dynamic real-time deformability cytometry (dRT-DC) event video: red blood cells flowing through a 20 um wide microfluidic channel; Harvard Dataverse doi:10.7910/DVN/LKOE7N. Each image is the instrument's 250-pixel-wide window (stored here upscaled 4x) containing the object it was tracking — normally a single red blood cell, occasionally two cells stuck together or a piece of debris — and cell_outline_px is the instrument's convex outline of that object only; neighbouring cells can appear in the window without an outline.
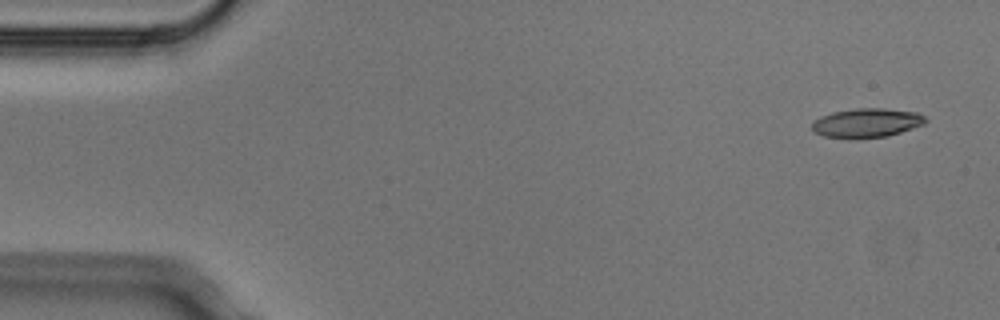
{"species": "Egyptian fruit bat (a non-hibernating species)", "species_latin": "Rousettus aegyptiacus", "temperature_condition": "cold", "stored_images_in_passage": 4, "camera_frame_rate_fps": 3000, "um_per_image_px": 0.085, "animal": {"sex": "male"}, "frame": {"image": 1, "passage_image": 1, "time_ms": 0.0, "image_size_px": [1000, 320], "cell_outline_px": [[928, 120], [924, 124], [888, 136], [848, 140], [824, 136], [812, 132], [812, 120], [820, 116], [832, 112], [856, 108], [884, 108], [916, 112], [924, 116]], "centroid_in_image_um": [73.61, 10.46], "position_along_channel_um": 11.4, "area_um2": 19.71}}
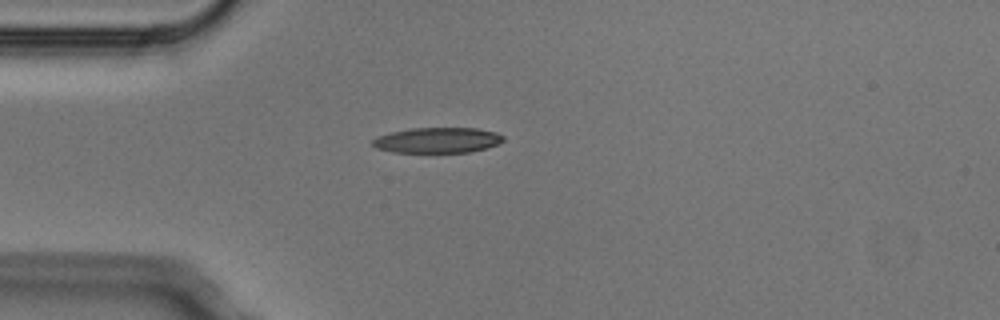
{"frame": {"image": 2, "passage_image": 4, "time_ms": 1.0, "image_size_px": [1000, 320], "cell_outline_px": [[504, 140], [496, 144], [484, 148], [468, 152], [392, 152], [376, 148], [372, 144], [372, 140], [376, 136], [392, 132], [412, 128], [476, 128], [496, 132], [504, 136]], "centroid_in_image_um": [37.15, 11.91], "position_along_channel_um": 47.8, "area_um2": 19.25}}